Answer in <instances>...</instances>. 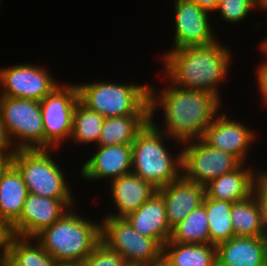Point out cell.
<instances>
[{
    "instance_id": "cell-1",
    "label": "cell",
    "mask_w": 267,
    "mask_h": 266,
    "mask_svg": "<svg viewBox=\"0 0 267 266\" xmlns=\"http://www.w3.org/2000/svg\"><path fill=\"white\" fill-rule=\"evenodd\" d=\"M166 85L158 91L157 86L149 84L150 123L172 142L174 140L175 147L176 144L201 139L208 126L223 111V102L205 91L183 89L169 81ZM157 112L163 114L162 125L155 122Z\"/></svg>"
},
{
    "instance_id": "cell-2",
    "label": "cell",
    "mask_w": 267,
    "mask_h": 266,
    "mask_svg": "<svg viewBox=\"0 0 267 266\" xmlns=\"http://www.w3.org/2000/svg\"><path fill=\"white\" fill-rule=\"evenodd\" d=\"M220 42L164 51L159 56L161 75L180 88L205 91L224 102L219 90L229 77L234 55L226 43Z\"/></svg>"
},
{
    "instance_id": "cell-3",
    "label": "cell",
    "mask_w": 267,
    "mask_h": 266,
    "mask_svg": "<svg viewBox=\"0 0 267 266\" xmlns=\"http://www.w3.org/2000/svg\"><path fill=\"white\" fill-rule=\"evenodd\" d=\"M74 209L35 237L56 261L83 262L101 242L100 221L89 220Z\"/></svg>"
},
{
    "instance_id": "cell-4",
    "label": "cell",
    "mask_w": 267,
    "mask_h": 266,
    "mask_svg": "<svg viewBox=\"0 0 267 266\" xmlns=\"http://www.w3.org/2000/svg\"><path fill=\"white\" fill-rule=\"evenodd\" d=\"M170 140L149 122L131 145L132 172L157 189L182 176V145L172 154Z\"/></svg>"
},
{
    "instance_id": "cell-5",
    "label": "cell",
    "mask_w": 267,
    "mask_h": 266,
    "mask_svg": "<svg viewBox=\"0 0 267 266\" xmlns=\"http://www.w3.org/2000/svg\"><path fill=\"white\" fill-rule=\"evenodd\" d=\"M110 81L77 83L80 101L104 118L150 115L149 84Z\"/></svg>"
},
{
    "instance_id": "cell-6",
    "label": "cell",
    "mask_w": 267,
    "mask_h": 266,
    "mask_svg": "<svg viewBox=\"0 0 267 266\" xmlns=\"http://www.w3.org/2000/svg\"><path fill=\"white\" fill-rule=\"evenodd\" d=\"M56 151L59 149H19L11 164L21 174L29 193L53 199H74L71 180L66 179L63 164H59L61 160L55 159Z\"/></svg>"
},
{
    "instance_id": "cell-7",
    "label": "cell",
    "mask_w": 267,
    "mask_h": 266,
    "mask_svg": "<svg viewBox=\"0 0 267 266\" xmlns=\"http://www.w3.org/2000/svg\"><path fill=\"white\" fill-rule=\"evenodd\" d=\"M100 220L101 242L128 265L148 266L162 259L163 246L154 238L140 235L125 217L103 216Z\"/></svg>"
},
{
    "instance_id": "cell-8",
    "label": "cell",
    "mask_w": 267,
    "mask_h": 266,
    "mask_svg": "<svg viewBox=\"0 0 267 266\" xmlns=\"http://www.w3.org/2000/svg\"><path fill=\"white\" fill-rule=\"evenodd\" d=\"M0 119L19 149H44V126L40 102L0 97Z\"/></svg>"
},
{
    "instance_id": "cell-9",
    "label": "cell",
    "mask_w": 267,
    "mask_h": 266,
    "mask_svg": "<svg viewBox=\"0 0 267 266\" xmlns=\"http://www.w3.org/2000/svg\"><path fill=\"white\" fill-rule=\"evenodd\" d=\"M79 100L77 83L63 82L40 101L44 149H61L64 142L70 141L73 114Z\"/></svg>"
},
{
    "instance_id": "cell-10",
    "label": "cell",
    "mask_w": 267,
    "mask_h": 266,
    "mask_svg": "<svg viewBox=\"0 0 267 266\" xmlns=\"http://www.w3.org/2000/svg\"><path fill=\"white\" fill-rule=\"evenodd\" d=\"M241 164L234 155L212 148L202 139L182 144V176L199 185L205 186Z\"/></svg>"
},
{
    "instance_id": "cell-11",
    "label": "cell",
    "mask_w": 267,
    "mask_h": 266,
    "mask_svg": "<svg viewBox=\"0 0 267 266\" xmlns=\"http://www.w3.org/2000/svg\"><path fill=\"white\" fill-rule=\"evenodd\" d=\"M48 68L33 63L0 68V97L41 101L58 85Z\"/></svg>"
},
{
    "instance_id": "cell-12",
    "label": "cell",
    "mask_w": 267,
    "mask_h": 266,
    "mask_svg": "<svg viewBox=\"0 0 267 266\" xmlns=\"http://www.w3.org/2000/svg\"><path fill=\"white\" fill-rule=\"evenodd\" d=\"M174 41L171 49L205 46L214 43L219 38L214 32L215 21L210 12L199 7L192 0H173ZM211 15V16H210ZM212 18V19H211ZM214 26V27H213Z\"/></svg>"
},
{
    "instance_id": "cell-13",
    "label": "cell",
    "mask_w": 267,
    "mask_h": 266,
    "mask_svg": "<svg viewBox=\"0 0 267 266\" xmlns=\"http://www.w3.org/2000/svg\"><path fill=\"white\" fill-rule=\"evenodd\" d=\"M76 202L75 199H53L29 193L19 218L10 226L11 234L35 238L69 209L76 207Z\"/></svg>"
},
{
    "instance_id": "cell-14",
    "label": "cell",
    "mask_w": 267,
    "mask_h": 266,
    "mask_svg": "<svg viewBox=\"0 0 267 266\" xmlns=\"http://www.w3.org/2000/svg\"><path fill=\"white\" fill-rule=\"evenodd\" d=\"M221 112L205 130L202 140L212 148L228 152L242 163L249 162L252 144L257 141L255 128Z\"/></svg>"
},
{
    "instance_id": "cell-15",
    "label": "cell",
    "mask_w": 267,
    "mask_h": 266,
    "mask_svg": "<svg viewBox=\"0 0 267 266\" xmlns=\"http://www.w3.org/2000/svg\"><path fill=\"white\" fill-rule=\"evenodd\" d=\"M94 149L89 157L87 155L78 173L86 183L111 182L132 172L131 145L94 146Z\"/></svg>"
},
{
    "instance_id": "cell-16",
    "label": "cell",
    "mask_w": 267,
    "mask_h": 266,
    "mask_svg": "<svg viewBox=\"0 0 267 266\" xmlns=\"http://www.w3.org/2000/svg\"><path fill=\"white\" fill-rule=\"evenodd\" d=\"M157 191L164 199L167 221L171 229L194 209L201 206L206 196L205 186L189 181L183 176L158 188Z\"/></svg>"
},
{
    "instance_id": "cell-17",
    "label": "cell",
    "mask_w": 267,
    "mask_h": 266,
    "mask_svg": "<svg viewBox=\"0 0 267 266\" xmlns=\"http://www.w3.org/2000/svg\"><path fill=\"white\" fill-rule=\"evenodd\" d=\"M106 184H110L106 193H110L108 199L113 201L111 203L115 207H113V212L109 210V213L106 212V215L103 216L126 217L157 192V188L133 172L122 175Z\"/></svg>"
},
{
    "instance_id": "cell-18",
    "label": "cell",
    "mask_w": 267,
    "mask_h": 266,
    "mask_svg": "<svg viewBox=\"0 0 267 266\" xmlns=\"http://www.w3.org/2000/svg\"><path fill=\"white\" fill-rule=\"evenodd\" d=\"M216 247L217 266H267V236L232 237Z\"/></svg>"
},
{
    "instance_id": "cell-19",
    "label": "cell",
    "mask_w": 267,
    "mask_h": 266,
    "mask_svg": "<svg viewBox=\"0 0 267 266\" xmlns=\"http://www.w3.org/2000/svg\"><path fill=\"white\" fill-rule=\"evenodd\" d=\"M125 218L140 235L154 238L162 246L171 237L164 199L158 191Z\"/></svg>"
},
{
    "instance_id": "cell-20",
    "label": "cell",
    "mask_w": 267,
    "mask_h": 266,
    "mask_svg": "<svg viewBox=\"0 0 267 266\" xmlns=\"http://www.w3.org/2000/svg\"><path fill=\"white\" fill-rule=\"evenodd\" d=\"M249 165V166H248ZM242 163L235 170L225 173L205 185L206 197L231 203L247 199L253 194V187L259 168Z\"/></svg>"
},
{
    "instance_id": "cell-21",
    "label": "cell",
    "mask_w": 267,
    "mask_h": 266,
    "mask_svg": "<svg viewBox=\"0 0 267 266\" xmlns=\"http://www.w3.org/2000/svg\"><path fill=\"white\" fill-rule=\"evenodd\" d=\"M28 194L21 174L10 164L0 176V218L9 227L19 218Z\"/></svg>"
},
{
    "instance_id": "cell-22",
    "label": "cell",
    "mask_w": 267,
    "mask_h": 266,
    "mask_svg": "<svg viewBox=\"0 0 267 266\" xmlns=\"http://www.w3.org/2000/svg\"><path fill=\"white\" fill-rule=\"evenodd\" d=\"M162 258L169 266H217L213 244H181L170 239L163 245Z\"/></svg>"
},
{
    "instance_id": "cell-23",
    "label": "cell",
    "mask_w": 267,
    "mask_h": 266,
    "mask_svg": "<svg viewBox=\"0 0 267 266\" xmlns=\"http://www.w3.org/2000/svg\"><path fill=\"white\" fill-rule=\"evenodd\" d=\"M150 122V115H127L104 118L97 146L132 145Z\"/></svg>"
},
{
    "instance_id": "cell-24",
    "label": "cell",
    "mask_w": 267,
    "mask_h": 266,
    "mask_svg": "<svg viewBox=\"0 0 267 266\" xmlns=\"http://www.w3.org/2000/svg\"><path fill=\"white\" fill-rule=\"evenodd\" d=\"M230 218L232 219L235 237L267 236L260 205L254 194L245 200L234 202Z\"/></svg>"
},
{
    "instance_id": "cell-25",
    "label": "cell",
    "mask_w": 267,
    "mask_h": 266,
    "mask_svg": "<svg viewBox=\"0 0 267 266\" xmlns=\"http://www.w3.org/2000/svg\"><path fill=\"white\" fill-rule=\"evenodd\" d=\"M104 117L78 101L74 114L70 141L76 145L97 146Z\"/></svg>"
},
{
    "instance_id": "cell-26",
    "label": "cell",
    "mask_w": 267,
    "mask_h": 266,
    "mask_svg": "<svg viewBox=\"0 0 267 266\" xmlns=\"http://www.w3.org/2000/svg\"><path fill=\"white\" fill-rule=\"evenodd\" d=\"M170 240L181 244H210L208 217L204 203L172 229Z\"/></svg>"
},
{
    "instance_id": "cell-27",
    "label": "cell",
    "mask_w": 267,
    "mask_h": 266,
    "mask_svg": "<svg viewBox=\"0 0 267 266\" xmlns=\"http://www.w3.org/2000/svg\"><path fill=\"white\" fill-rule=\"evenodd\" d=\"M205 209L208 217L210 244H218L235 237L230 218L233 203L224 200L204 198Z\"/></svg>"
},
{
    "instance_id": "cell-28",
    "label": "cell",
    "mask_w": 267,
    "mask_h": 266,
    "mask_svg": "<svg viewBox=\"0 0 267 266\" xmlns=\"http://www.w3.org/2000/svg\"><path fill=\"white\" fill-rule=\"evenodd\" d=\"M10 256L20 266H54L56 262L35 238L21 237L13 234Z\"/></svg>"
},
{
    "instance_id": "cell-29",
    "label": "cell",
    "mask_w": 267,
    "mask_h": 266,
    "mask_svg": "<svg viewBox=\"0 0 267 266\" xmlns=\"http://www.w3.org/2000/svg\"><path fill=\"white\" fill-rule=\"evenodd\" d=\"M256 12L254 0H222L218 5V18L224 23L237 24L247 19L250 13Z\"/></svg>"
},
{
    "instance_id": "cell-30",
    "label": "cell",
    "mask_w": 267,
    "mask_h": 266,
    "mask_svg": "<svg viewBox=\"0 0 267 266\" xmlns=\"http://www.w3.org/2000/svg\"><path fill=\"white\" fill-rule=\"evenodd\" d=\"M83 266H129L116 251L100 242L82 262Z\"/></svg>"
},
{
    "instance_id": "cell-31",
    "label": "cell",
    "mask_w": 267,
    "mask_h": 266,
    "mask_svg": "<svg viewBox=\"0 0 267 266\" xmlns=\"http://www.w3.org/2000/svg\"><path fill=\"white\" fill-rule=\"evenodd\" d=\"M253 194L260 205L263 224L267 229V170L265 168L259 169L253 187Z\"/></svg>"
},
{
    "instance_id": "cell-32",
    "label": "cell",
    "mask_w": 267,
    "mask_h": 266,
    "mask_svg": "<svg viewBox=\"0 0 267 266\" xmlns=\"http://www.w3.org/2000/svg\"><path fill=\"white\" fill-rule=\"evenodd\" d=\"M260 50L264 56L263 61L261 60L260 64H257L255 67V78L257 83V92L259 91L258 95H261L260 99L264 103V106H267V48L260 42L259 43Z\"/></svg>"
},
{
    "instance_id": "cell-33",
    "label": "cell",
    "mask_w": 267,
    "mask_h": 266,
    "mask_svg": "<svg viewBox=\"0 0 267 266\" xmlns=\"http://www.w3.org/2000/svg\"><path fill=\"white\" fill-rule=\"evenodd\" d=\"M17 148L13 144L7 129L0 119V153L4 155H15Z\"/></svg>"
},
{
    "instance_id": "cell-34",
    "label": "cell",
    "mask_w": 267,
    "mask_h": 266,
    "mask_svg": "<svg viewBox=\"0 0 267 266\" xmlns=\"http://www.w3.org/2000/svg\"><path fill=\"white\" fill-rule=\"evenodd\" d=\"M192 1L195 2L202 9L213 14L217 10L218 5L222 2V0H192Z\"/></svg>"
},
{
    "instance_id": "cell-35",
    "label": "cell",
    "mask_w": 267,
    "mask_h": 266,
    "mask_svg": "<svg viewBox=\"0 0 267 266\" xmlns=\"http://www.w3.org/2000/svg\"><path fill=\"white\" fill-rule=\"evenodd\" d=\"M12 234L10 227L0 218V243H11Z\"/></svg>"
},
{
    "instance_id": "cell-36",
    "label": "cell",
    "mask_w": 267,
    "mask_h": 266,
    "mask_svg": "<svg viewBox=\"0 0 267 266\" xmlns=\"http://www.w3.org/2000/svg\"><path fill=\"white\" fill-rule=\"evenodd\" d=\"M10 245L11 243H0V266H6L10 258Z\"/></svg>"
},
{
    "instance_id": "cell-37",
    "label": "cell",
    "mask_w": 267,
    "mask_h": 266,
    "mask_svg": "<svg viewBox=\"0 0 267 266\" xmlns=\"http://www.w3.org/2000/svg\"><path fill=\"white\" fill-rule=\"evenodd\" d=\"M14 155H4L0 153V176L11 164V160Z\"/></svg>"
},
{
    "instance_id": "cell-38",
    "label": "cell",
    "mask_w": 267,
    "mask_h": 266,
    "mask_svg": "<svg viewBox=\"0 0 267 266\" xmlns=\"http://www.w3.org/2000/svg\"><path fill=\"white\" fill-rule=\"evenodd\" d=\"M254 6H255V9L257 11L260 10L263 11V12H266L267 11V0H254Z\"/></svg>"
},
{
    "instance_id": "cell-39",
    "label": "cell",
    "mask_w": 267,
    "mask_h": 266,
    "mask_svg": "<svg viewBox=\"0 0 267 266\" xmlns=\"http://www.w3.org/2000/svg\"><path fill=\"white\" fill-rule=\"evenodd\" d=\"M54 266H83L82 262L56 261Z\"/></svg>"
},
{
    "instance_id": "cell-40",
    "label": "cell",
    "mask_w": 267,
    "mask_h": 266,
    "mask_svg": "<svg viewBox=\"0 0 267 266\" xmlns=\"http://www.w3.org/2000/svg\"><path fill=\"white\" fill-rule=\"evenodd\" d=\"M148 266H169V265L162 258L161 260L154 262L153 264H150Z\"/></svg>"
},
{
    "instance_id": "cell-41",
    "label": "cell",
    "mask_w": 267,
    "mask_h": 266,
    "mask_svg": "<svg viewBox=\"0 0 267 266\" xmlns=\"http://www.w3.org/2000/svg\"><path fill=\"white\" fill-rule=\"evenodd\" d=\"M6 266H20L11 256L8 259Z\"/></svg>"
},
{
    "instance_id": "cell-42",
    "label": "cell",
    "mask_w": 267,
    "mask_h": 266,
    "mask_svg": "<svg viewBox=\"0 0 267 266\" xmlns=\"http://www.w3.org/2000/svg\"><path fill=\"white\" fill-rule=\"evenodd\" d=\"M261 43L267 48V37H264V40H261Z\"/></svg>"
}]
</instances>
